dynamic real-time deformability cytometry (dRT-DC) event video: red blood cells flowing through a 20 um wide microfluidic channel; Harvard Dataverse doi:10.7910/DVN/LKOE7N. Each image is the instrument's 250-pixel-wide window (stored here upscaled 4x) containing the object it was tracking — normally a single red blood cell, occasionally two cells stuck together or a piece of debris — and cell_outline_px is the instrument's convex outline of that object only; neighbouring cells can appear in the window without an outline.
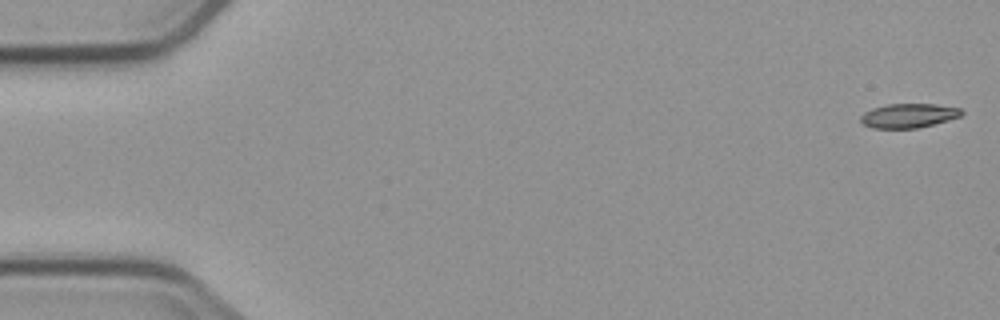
{"species": "common noctule bat (a hibernating species)", "species_latin": "Nyctalus noctula", "temperature_condition": "cold", "stored_images_in_passage": 4, "camera_frame_rate_fps": 3000, "um_per_image_px": 0.085, "animal": {"sex": "male", "body_mass_g": 23.1, "forearm_length_mm": 52.7}, "frame": {"image": 1, "passage_image": 1, "time_ms": 0.0, "image_size_px": [1000, 320], "cell_outline_px": [[964, 112], [960, 116], [948, 120], [916, 128], [872, 128], [864, 124], [860, 120], [860, 116], [864, 112], [872, 108], [888, 104], [936, 104], [960, 108]], "centroid_in_image_um": [77.21, 9.82], "position_along_channel_um": 7.8, "area_um2": 14.16}}